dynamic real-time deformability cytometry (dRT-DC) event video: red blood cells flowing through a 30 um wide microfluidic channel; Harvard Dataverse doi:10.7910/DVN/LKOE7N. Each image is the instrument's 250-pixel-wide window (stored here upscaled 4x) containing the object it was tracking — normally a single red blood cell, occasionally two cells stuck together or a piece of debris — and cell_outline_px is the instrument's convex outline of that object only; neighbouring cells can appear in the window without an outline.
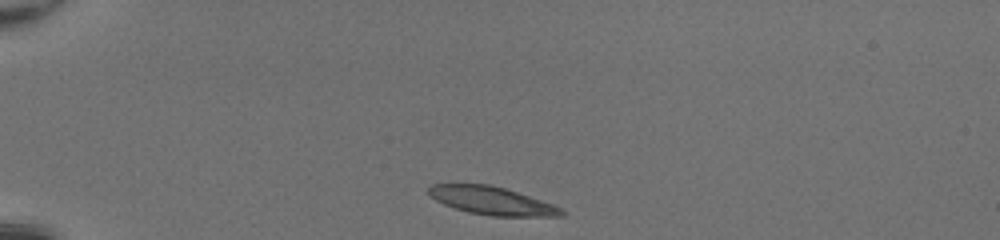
{"species": "common noctule bat (a hibernating species)", "species_latin": "Nyctalus noctula", "temperature_condition": "room temperature", "stored_images_in_passage": 38, "camera_frame_rate_fps": 3000, "um_per_image_px": 0.085, "animal": {"sex": "female", "body_mass_g": 20.0, "forearm_length_mm": 54.0}, "frame": {"image": 1, "passage_image": 1, "time_ms": 0.0, "image_size_px": [1000, 240], "cell_outline_px": [[568, 212], [564, 216], [492, 216], [468, 212], [444, 204], [436, 200], [428, 192], [428, 188], [432, 184], [452, 180], [488, 184], [504, 188], [552, 204]], "centroid_in_image_um": [41.71, 17.01], "position_along_channel_um": 43.3, "area_um2": 22.2}}
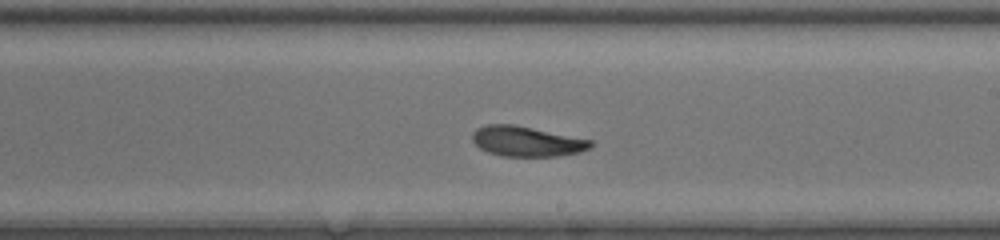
{"frame": {"image": 2, "passage_image": 19, "time_ms": 6.0, "image_size_px": [1000, 240], "cell_outline_px": [[596, 144], [580, 152], [560, 156], [504, 156], [488, 152], [480, 148], [472, 140], [472, 132], [476, 128], [488, 124], [512, 124], [592, 140]], "centroid_in_image_um": [44.77, 12.02], "position_along_channel_um": 244.2, "area_um2": 20.69}}
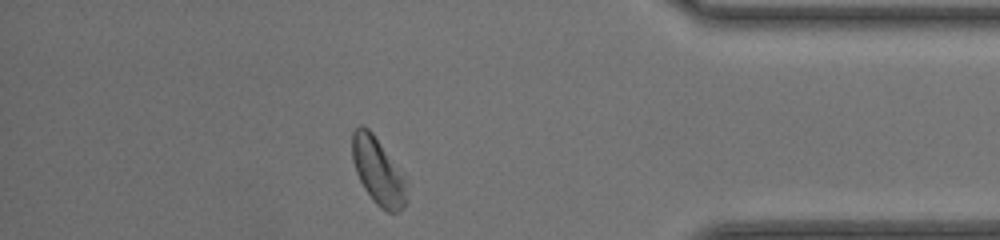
{"frame": {"image": 3, "passage_image": 32, "time_ms": 10.333, "image_size_px": [1000, 240], "cell_outline_px": [[408, 200], [396, 212], [388, 212], [380, 208], [372, 200], [364, 188], [356, 172], [352, 160], [352, 132], [360, 124], [368, 128], [372, 132], [408, 180]], "centroid_in_image_um": [32.15, 14.56], "position_along_channel_um": 403.0, "area_um2": 21.44}, "authors_computed_cell_mechanics": {"area_um2": 21.2126, "velocity_mm_per_s": 4.2249, "shape_relaxation_time_tau1_ms": 2.6883, "shape_relaxation_time_tau2_ms": 9.8114, "deformation_change_tau1": 0.1331, "deformation_change_tau2": 0.1988}}